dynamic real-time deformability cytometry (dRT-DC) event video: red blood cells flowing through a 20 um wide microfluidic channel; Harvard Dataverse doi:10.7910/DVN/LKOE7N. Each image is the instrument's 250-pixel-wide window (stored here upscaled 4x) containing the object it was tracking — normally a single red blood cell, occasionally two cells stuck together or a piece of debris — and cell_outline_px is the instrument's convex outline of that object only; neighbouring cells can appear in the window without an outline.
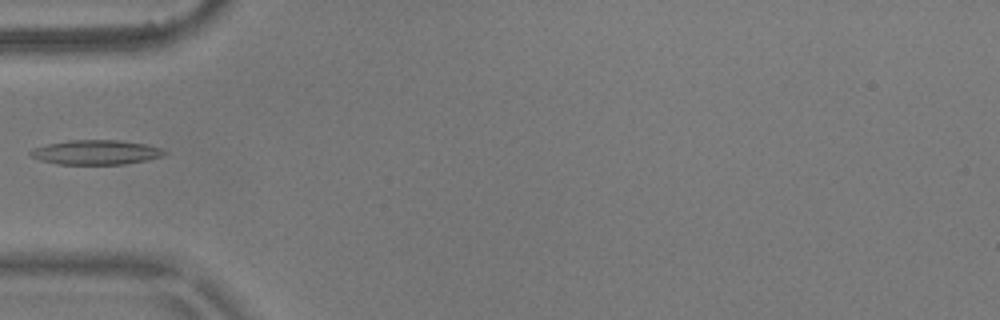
{"species": "common noctule bat (a hibernating species)", "species_latin": "Nyctalus noctula", "temperature_condition": "warm", "stored_images_in_passage": 5, "camera_frame_rate_fps": 3000, "um_per_image_px": 0.085, "animal": {"sex": "male", "body_mass_g": 17.9}, "frame": {"image": 1, "passage_image": 5, "time_ms": 1.333, "image_size_px": [1000, 320], "cell_outline_px": [[168, 152], [160, 156], [148, 160], [124, 164], [56, 164], [40, 160], [32, 156], [28, 152], [32, 148], [48, 144], [68, 140], [120, 140], [144, 144], [160, 148]], "centroid_in_image_um": [8.13, 12.94], "position_along_channel_um": 76.9, "area_um2": 19.07}}